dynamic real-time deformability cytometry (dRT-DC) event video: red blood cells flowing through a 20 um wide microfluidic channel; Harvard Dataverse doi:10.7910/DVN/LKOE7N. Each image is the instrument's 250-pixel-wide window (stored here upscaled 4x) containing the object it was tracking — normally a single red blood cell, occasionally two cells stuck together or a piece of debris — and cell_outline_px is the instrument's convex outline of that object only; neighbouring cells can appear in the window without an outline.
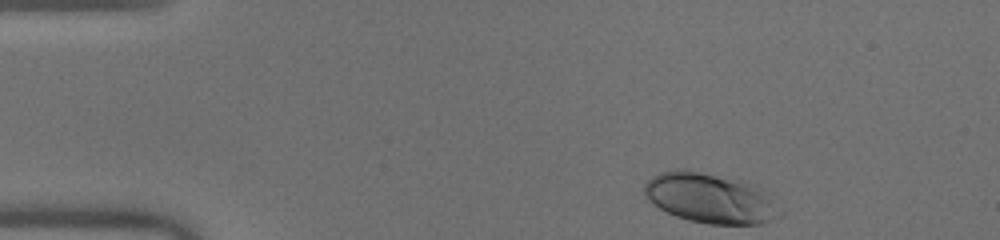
{"species": "human", "species_latin": "Homo sapiens", "temperature_condition": "warm", "stored_images_in_passage": 44, "camera_frame_rate_fps": 3000, "um_per_image_px": 0.085, "donor": {"sex": "male"}, "frame": {"image": 1, "passage_image": 1, "time_ms": 0.0, "image_size_px": [1000, 240], "cell_outline_px": [[784, 216], [764, 224], [708, 224], [688, 220], [676, 216], [652, 204], [648, 200], [644, 192], [644, 184], [652, 176], [660, 172], [676, 168], [684, 168], [744, 180], [756, 184], [776, 196], [784, 212]], "centroid_in_image_um": [60.5, 16.83], "position_along_channel_um": 24.5, "area_um2": 41.04}}
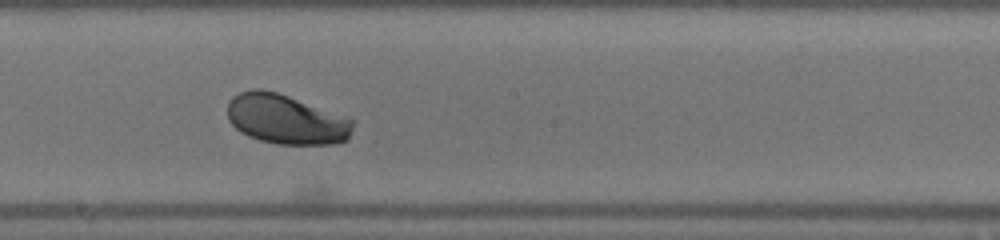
{"frame": {"image": 2, "passage_image": 22, "time_ms": 7.0, "image_size_px": [1000, 240], "cell_outline_px": [[352, 128], [348, 140], [332, 144], [276, 144], [260, 140], [248, 136], [240, 132], [228, 120], [228, 100], [232, 96], [240, 92], [252, 88], [260, 88], [276, 92], [288, 96], [352, 120]], "centroid_in_image_um": [24.24, 10.14], "position_along_channel_um": 224.0, "area_um2": 35.95}}
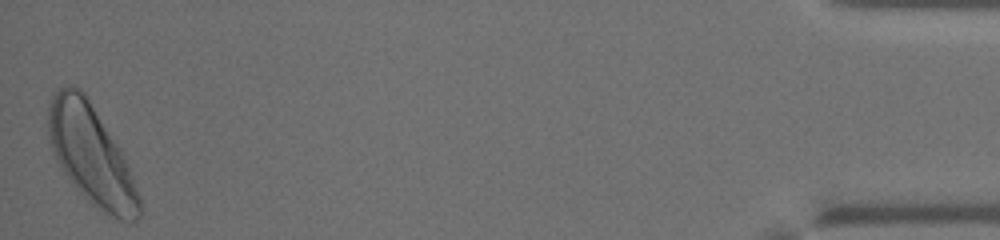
{"frame": {"image": 3, "passage_image": 44, "time_ms": 14.333, "image_size_px": [1000, 240], "cell_outline_px": [[144, 212], [136, 220], [120, 220], [104, 212], [88, 200], [80, 192], [64, 172], [56, 160], [48, 140], [48, 104], [52, 96], [64, 84], [80, 88], [84, 92], [120, 148], [140, 196]], "centroid_in_image_um": [7.75, 13.16], "position_along_channel_um": 427.5, "area_um2": 52.14}, "authors_computed_cell_mechanics": {"area_um2": 36.8186, "velocity_mm_per_s": 4.0088, "shape_relaxation_time_tau1_ms": 1.826, "shape_relaxation_time_tau2_ms": null, "deformation_change_tau1": 0.1384, "deformation_change_tau2": null}}